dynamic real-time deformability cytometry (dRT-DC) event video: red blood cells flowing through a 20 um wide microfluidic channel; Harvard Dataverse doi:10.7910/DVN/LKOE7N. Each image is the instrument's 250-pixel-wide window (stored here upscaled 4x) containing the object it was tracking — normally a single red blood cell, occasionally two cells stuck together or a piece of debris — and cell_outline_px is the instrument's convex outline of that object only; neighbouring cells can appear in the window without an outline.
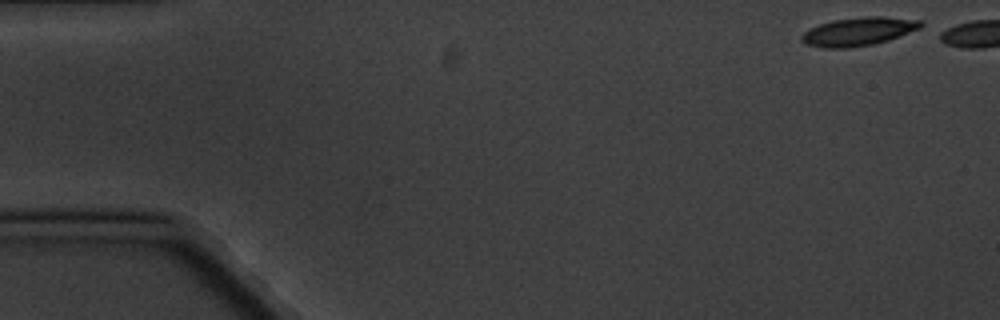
{"species": "common noctule bat (a hibernating species)", "species_latin": "Nyctalus noctula", "temperature_condition": "cold", "stored_images_in_passage": 6, "camera_frame_rate_fps": 3000, "um_per_image_px": 0.085, "animal": {"sex": "male", "body_mass_g": 20.1, "forearm_length_mm": 53.5}, "frame": {"image": 1, "passage_image": 1, "time_ms": 0.0, "image_size_px": [1000, 320], "cell_outline_px": [[924, 24], [920, 28], [888, 40], [872, 44], [844, 48], [824, 48], [804, 44], [800, 40], [800, 36], [808, 28], [832, 20], [864, 16], [880, 16], [920, 20]], "centroid_in_image_um": [72.92, 2.67], "position_along_channel_um": 12.1, "area_um2": 19.71}}